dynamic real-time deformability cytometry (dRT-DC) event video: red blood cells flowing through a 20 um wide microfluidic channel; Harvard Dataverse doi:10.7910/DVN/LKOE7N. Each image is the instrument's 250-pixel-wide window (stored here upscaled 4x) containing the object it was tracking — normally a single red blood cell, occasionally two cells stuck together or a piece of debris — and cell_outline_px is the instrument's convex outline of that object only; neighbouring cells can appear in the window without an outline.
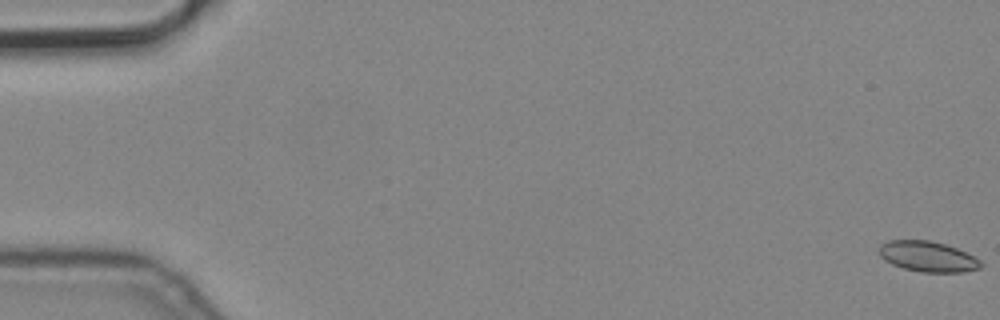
{"species": "common noctule bat (a hibernating species)", "species_latin": "Nyctalus noctula", "temperature_condition": "cold", "stored_images_in_passage": 6, "segment_of_instrument_passage": [2, 2], "camera_frame_rate_fps": 3000, "um_per_image_px": 0.085, "animal": {"sex": "male", "body_mass_g": 19.2, "forearm_length_mm": 51.8}, "frame": {"image": 1, "passage_image": 6, "time_ms": 1.667, "image_size_px": [1000, 320], "cell_outline_px": [[984, 264], [980, 268], [964, 272], [920, 272], [904, 268], [892, 264], [884, 260], [880, 256], [880, 244], [888, 240], [928, 240], [944, 244], [956, 248], [980, 260]], "centroid_in_image_um": [78.85, 21.81], "position_along_channel_um": 6.2, "area_um2": 17.98}}